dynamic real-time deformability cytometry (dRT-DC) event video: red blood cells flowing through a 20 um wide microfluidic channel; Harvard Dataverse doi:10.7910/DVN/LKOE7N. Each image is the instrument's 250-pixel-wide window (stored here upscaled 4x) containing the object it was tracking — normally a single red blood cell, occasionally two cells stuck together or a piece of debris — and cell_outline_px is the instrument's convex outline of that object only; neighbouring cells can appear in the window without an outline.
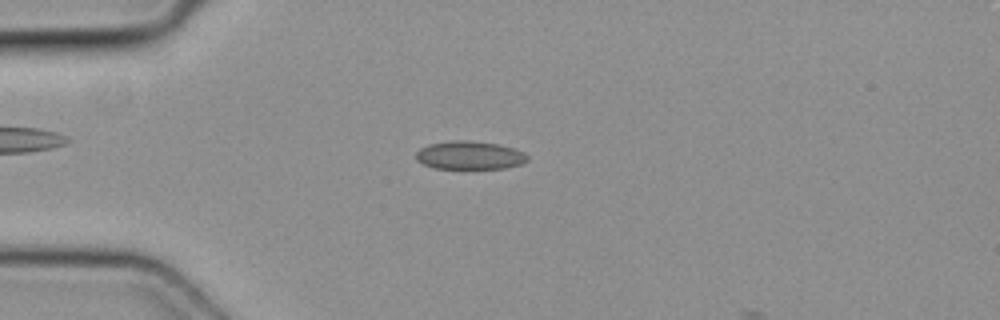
{"species": "common noctule bat (a hibernating species)", "species_latin": "Nyctalus noctula", "temperature_condition": "cold", "stored_images_in_passage": 2, "camera_frame_rate_fps": 3000, "um_per_image_px": 0.085, "animal": {"sex": "female", "body_mass_g": 19.3, "forearm_length_mm": 54.1}, "frame": {"image": 1, "passage_image": 2, "time_ms": 0.333, "image_size_px": [1000, 320], "cell_outline_px": [[528, 160], [520, 164], [504, 168], [432, 168], [416, 160], [416, 152], [420, 148], [428, 144], [452, 140], [468, 140], [500, 144], [524, 152], [528, 156]], "centroid_in_image_um": [39.9, 13.19], "position_along_channel_um": 45.1, "area_um2": 18.38}}